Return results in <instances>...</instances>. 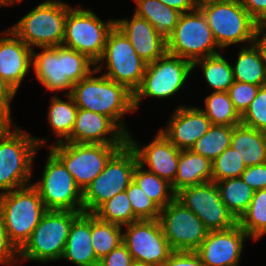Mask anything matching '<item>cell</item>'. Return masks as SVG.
Listing matches in <instances>:
<instances>
[{
	"mask_svg": "<svg viewBox=\"0 0 266 266\" xmlns=\"http://www.w3.org/2000/svg\"><path fill=\"white\" fill-rule=\"evenodd\" d=\"M32 53V66L39 82L49 91L69 90L95 70V63L86 55L64 45L42 47ZM93 66L94 68H90Z\"/></svg>",
	"mask_w": 266,
	"mask_h": 266,
	"instance_id": "6da1fadb",
	"label": "cell"
},
{
	"mask_svg": "<svg viewBox=\"0 0 266 266\" xmlns=\"http://www.w3.org/2000/svg\"><path fill=\"white\" fill-rule=\"evenodd\" d=\"M96 69L73 85L71 96L78 108L111 118L127 135L130 133L122 121L127 112L135 111L133 93L124 85L105 75L94 77Z\"/></svg>",
	"mask_w": 266,
	"mask_h": 266,
	"instance_id": "7a4b0ae2",
	"label": "cell"
},
{
	"mask_svg": "<svg viewBox=\"0 0 266 266\" xmlns=\"http://www.w3.org/2000/svg\"><path fill=\"white\" fill-rule=\"evenodd\" d=\"M0 132V194L31 184L34 156L45 138H35L14 124Z\"/></svg>",
	"mask_w": 266,
	"mask_h": 266,
	"instance_id": "3957f363",
	"label": "cell"
},
{
	"mask_svg": "<svg viewBox=\"0 0 266 266\" xmlns=\"http://www.w3.org/2000/svg\"><path fill=\"white\" fill-rule=\"evenodd\" d=\"M198 8L207 20L218 49L240 42L254 43L258 23L240 0H204L198 2Z\"/></svg>",
	"mask_w": 266,
	"mask_h": 266,
	"instance_id": "277c9868",
	"label": "cell"
},
{
	"mask_svg": "<svg viewBox=\"0 0 266 266\" xmlns=\"http://www.w3.org/2000/svg\"><path fill=\"white\" fill-rule=\"evenodd\" d=\"M81 213L47 210L30 238L18 250V260L46 263L62 259L72 222Z\"/></svg>",
	"mask_w": 266,
	"mask_h": 266,
	"instance_id": "5b68a950",
	"label": "cell"
},
{
	"mask_svg": "<svg viewBox=\"0 0 266 266\" xmlns=\"http://www.w3.org/2000/svg\"><path fill=\"white\" fill-rule=\"evenodd\" d=\"M46 208L33 185L0 194V213L9 241L19 250L39 224Z\"/></svg>",
	"mask_w": 266,
	"mask_h": 266,
	"instance_id": "8992f818",
	"label": "cell"
},
{
	"mask_svg": "<svg viewBox=\"0 0 266 266\" xmlns=\"http://www.w3.org/2000/svg\"><path fill=\"white\" fill-rule=\"evenodd\" d=\"M69 3L46 0L19 19L10 29L33 50L63 44L65 20Z\"/></svg>",
	"mask_w": 266,
	"mask_h": 266,
	"instance_id": "52a82bcc",
	"label": "cell"
},
{
	"mask_svg": "<svg viewBox=\"0 0 266 266\" xmlns=\"http://www.w3.org/2000/svg\"><path fill=\"white\" fill-rule=\"evenodd\" d=\"M137 163V154L127 142L83 191V212L93 213L105 201L125 191L133 181Z\"/></svg>",
	"mask_w": 266,
	"mask_h": 266,
	"instance_id": "ba28073f",
	"label": "cell"
},
{
	"mask_svg": "<svg viewBox=\"0 0 266 266\" xmlns=\"http://www.w3.org/2000/svg\"><path fill=\"white\" fill-rule=\"evenodd\" d=\"M218 45L202 11L182 13L173 32L166 39L167 53L192 64L204 57L219 54Z\"/></svg>",
	"mask_w": 266,
	"mask_h": 266,
	"instance_id": "9c48e42d",
	"label": "cell"
},
{
	"mask_svg": "<svg viewBox=\"0 0 266 266\" xmlns=\"http://www.w3.org/2000/svg\"><path fill=\"white\" fill-rule=\"evenodd\" d=\"M104 59L107 72L103 75L124 85L132 93L139 88L147 63L138 56L128 38L116 25L108 33L103 54L95 64L98 72L103 67L99 62Z\"/></svg>",
	"mask_w": 266,
	"mask_h": 266,
	"instance_id": "30bf717a",
	"label": "cell"
},
{
	"mask_svg": "<svg viewBox=\"0 0 266 266\" xmlns=\"http://www.w3.org/2000/svg\"><path fill=\"white\" fill-rule=\"evenodd\" d=\"M114 25L115 19L103 22L93 11L72 7L65 20L62 45L86 55L96 64Z\"/></svg>",
	"mask_w": 266,
	"mask_h": 266,
	"instance_id": "8fae6325",
	"label": "cell"
},
{
	"mask_svg": "<svg viewBox=\"0 0 266 266\" xmlns=\"http://www.w3.org/2000/svg\"><path fill=\"white\" fill-rule=\"evenodd\" d=\"M123 146L62 142L51 145L49 150L64 164L83 192Z\"/></svg>",
	"mask_w": 266,
	"mask_h": 266,
	"instance_id": "7c38bea8",
	"label": "cell"
},
{
	"mask_svg": "<svg viewBox=\"0 0 266 266\" xmlns=\"http://www.w3.org/2000/svg\"><path fill=\"white\" fill-rule=\"evenodd\" d=\"M192 70L193 64L190 61L167 52L147 64L141 85L133 93L134 110H137L144 97L163 99L177 93Z\"/></svg>",
	"mask_w": 266,
	"mask_h": 266,
	"instance_id": "4fadbf2b",
	"label": "cell"
},
{
	"mask_svg": "<svg viewBox=\"0 0 266 266\" xmlns=\"http://www.w3.org/2000/svg\"><path fill=\"white\" fill-rule=\"evenodd\" d=\"M41 181L32 184L46 210L83 212V192L64 164L49 150Z\"/></svg>",
	"mask_w": 266,
	"mask_h": 266,
	"instance_id": "5bb4252c",
	"label": "cell"
},
{
	"mask_svg": "<svg viewBox=\"0 0 266 266\" xmlns=\"http://www.w3.org/2000/svg\"><path fill=\"white\" fill-rule=\"evenodd\" d=\"M158 220L173 251H196L208 233L200 218L176 197L161 208Z\"/></svg>",
	"mask_w": 266,
	"mask_h": 266,
	"instance_id": "9a60e30c",
	"label": "cell"
},
{
	"mask_svg": "<svg viewBox=\"0 0 266 266\" xmlns=\"http://www.w3.org/2000/svg\"><path fill=\"white\" fill-rule=\"evenodd\" d=\"M176 198L200 218L208 231L226 230L238 224L222 202L216 182L182 188Z\"/></svg>",
	"mask_w": 266,
	"mask_h": 266,
	"instance_id": "2e32d148",
	"label": "cell"
},
{
	"mask_svg": "<svg viewBox=\"0 0 266 266\" xmlns=\"http://www.w3.org/2000/svg\"><path fill=\"white\" fill-rule=\"evenodd\" d=\"M122 243L134 262L152 266H161L173 252L158 219L138 220L126 225Z\"/></svg>",
	"mask_w": 266,
	"mask_h": 266,
	"instance_id": "e0dca14e",
	"label": "cell"
},
{
	"mask_svg": "<svg viewBox=\"0 0 266 266\" xmlns=\"http://www.w3.org/2000/svg\"><path fill=\"white\" fill-rule=\"evenodd\" d=\"M248 234L237 224L226 230L208 231L195 251L205 266H238Z\"/></svg>",
	"mask_w": 266,
	"mask_h": 266,
	"instance_id": "ac0fdd59",
	"label": "cell"
},
{
	"mask_svg": "<svg viewBox=\"0 0 266 266\" xmlns=\"http://www.w3.org/2000/svg\"><path fill=\"white\" fill-rule=\"evenodd\" d=\"M65 142L125 145L128 135L111 118L78 108L71 135Z\"/></svg>",
	"mask_w": 266,
	"mask_h": 266,
	"instance_id": "d6986e66",
	"label": "cell"
},
{
	"mask_svg": "<svg viewBox=\"0 0 266 266\" xmlns=\"http://www.w3.org/2000/svg\"><path fill=\"white\" fill-rule=\"evenodd\" d=\"M128 143L135 150L140 165H148V171L155 173L170 184L174 182L181 150L172 144L160 130L145 147H140L130 134Z\"/></svg>",
	"mask_w": 266,
	"mask_h": 266,
	"instance_id": "ffe728a7",
	"label": "cell"
},
{
	"mask_svg": "<svg viewBox=\"0 0 266 266\" xmlns=\"http://www.w3.org/2000/svg\"><path fill=\"white\" fill-rule=\"evenodd\" d=\"M167 124L160 131L180 150L191 149L212 125L201 109L183 105L174 111Z\"/></svg>",
	"mask_w": 266,
	"mask_h": 266,
	"instance_id": "44dd1931",
	"label": "cell"
},
{
	"mask_svg": "<svg viewBox=\"0 0 266 266\" xmlns=\"http://www.w3.org/2000/svg\"><path fill=\"white\" fill-rule=\"evenodd\" d=\"M115 25L147 64L156 61L167 52L166 39L146 19L133 14L131 20L115 19Z\"/></svg>",
	"mask_w": 266,
	"mask_h": 266,
	"instance_id": "7402d4cb",
	"label": "cell"
},
{
	"mask_svg": "<svg viewBox=\"0 0 266 266\" xmlns=\"http://www.w3.org/2000/svg\"><path fill=\"white\" fill-rule=\"evenodd\" d=\"M8 30V31H7ZM0 38V77L16 92L32 66L33 50L10 28Z\"/></svg>",
	"mask_w": 266,
	"mask_h": 266,
	"instance_id": "603a6c76",
	"label": "cell"
},
{
	"mask_svg": "<svg viewBox=\"0 0 266 266\" xmlns=\"http://www.w3.org/2000/svg\"><path fill=\"white\" fill-rule=\"evenodd\" d=\"M63 259L77 266H98L91 242V213H81L70 227Z\"/></svg>",
	"mask_w": 266,
	"mask_h": 266,
	"instance_id": "cb8c5ba5",
	"label": "cell"
},
{
	"mask_svg": "<svg viewBox=\"0 0 266 266\" xmlns=\"http://www.w3.org/2000/svg\"><path fill=\"white\" fill-rule=\"evenodd\" d=\"M212 181V162L190 149L181 150L178 171L171 184L175 193L182 188Z\"/></svg>",
	"mask_w": 266,
	"mask_h": 266,
	"instance_id": "d4e9b609",
	"label": "cell"
},
{
	"mask_svg": "<svg viewBox=\"0 0 266 266\" xmlns=\"http://www.w3.org/2000/svg\"><path fill=\"white\" fill-rule=\"evenodd\" d=\"M231 147L246 167L266 163V132L242 124L233 126Z\"/></svg>",
	"mask_w": 266,
	"mask_h": 266,
	"instance_id": "484cf974",
	"label": "cell"
},
{
	"mask_svg": "<svg viewBox=\"0 0 266 266\" xmlns=\"http://www.w3.org/2000/svg\"><path fill=\"white\" fill-rule=\"evenodd\" d=\"M233 67L234 80L258 86L266 85V64L256 43L244 44Z\"/></svg>",
	"mask_w": 266,
	"mask_h": 266,
	"instance_id": "4316f807",
	"label": "cell"
},
{
	"mask_svg": "<svg viewBox=\"0 0 266 266\" xmlns=\"http://www.w3.org/2000/svg\"><path fill=\"white\" fill-rule=\"evenodd\" d=\"M137 3L135 14L146 19L165 38L173 32L181 12L168 7L159 0H134Z\"/></svg>",
	"mask_w": 266,
	"mask_h": 266,
	"instance_id": "83f0119b",
	"label": "cell"
},
{
	"mask_svg": "<svg viewBox=\"0 0 266 266\" xmlns=\"http://www.w3.org/2000/svg\"><path fill=\"white\" fill-rule=\"evenodd\" d=\"M66 96L68 101L53 96L48 109L49 125L56 137L61 138L57 139V144L65 142L70 137L77 116L78 107L73 97L70 94Z\"/></svg>",
	"mask_w": 266,
	"mask_h": 266,
	"instance_id": "f1b7e54d",
	"label": "cell"
},
{
	"mask_svg": "<svg viewBox=\"0 0 266 266\" xmlns=\"http://www.w3.org/2000/svg\"><path fill=\"white\" fill-rule=\"evenodd\" d=\"M222 202L238 220L247 210L255 191L241 177L216 182Z\"/></svg>",
	"mask_w": 266,
	"mask_h": 266,
	"instance_id": "f546056e",
	"label": "cell"
},
{
	"mask_svg": "<svg viewBox=\"0 0 266 266\" xmlns=\"http://www.w3.org/2000/svg\"><path fill=\"white\" fill-rule=\"evenodd\" d=\"M199 64L208 86L214 92H227L235 81L233 67L221 53L195 61L193 69Z\"/></svg>",
	"mask_w": 266,
	"mask_h": 266,
	"instance_id": "4dcf8cb0",
	"label": "cell"
},
{
	"mask_svg": "<svg viewBox=\"0 0 266 266\" xmlns=\"http://www.w3.org/2000/svg\"><path fill=\"white\" fill-rule=\"evenodd\" d=\"M133 180L160 208H164L176 197V193L168 181L158 177L155 173L145 170L144 166L139 163L136 164Z\"/></svg>",
	"mask_w": 266,
	"mask_h": 266,
	"instance_id": "1f68e13d",
	"label": "cell"
},
{
	"mask_svg": "<svg viewBox=\"0 0 266 266\" xmlns=\"http://www.w3.org/2000/svg\"><path fill=\"white\" fill-rule=\"evenodd\" d=\"M232 132L233 126L211 125L190 150L212 162L231 146Z\"/></svg>",
	"mask_w": 266,
	"mask_h": 266,
	"instance_id": "d6a6232c",
	"label": "cell"
},
{
	"mask_svg": "<svg viewBox=\"0 0 266 266\" xmlns=\"http://www.w3.org/2000/svg\"><path fill=\"white\" fill-rule=\"evenodd\" d=\"M205 109H201L212 125L237 126L241 115L235 109L227 92H212L205 98Z\"/></svg>",
	"mask_w": 266,
	"mask_h": 266,
	"instance_id": "836d02e7",
	"label": "cell"
},
{
	"mask_svg": "<svg viewBox=\"0 0 266 266\" xmlns=\"http://www.w3.org/2000/svg\"><path fill=\"white\" fill-rule=\"evenodd\" d=\"M238 225L256 241L266 234V189L255 191L249 207L238 219Z\"/></svg>",
	"mask_w": 266,
	"mask_h": 266,
	"instance_id": "e575fe53",
	"label": "cell"
},
{
	"mask_svg": "<svg viewBox=\"0 0 266 266\" xmlns=\"http://www.w3.org/2000/svg\"><path fill=\"white\" fill-rule=\"evenodd\" d=\"M122 226L98 219L91 213V242L100 260L122 243Z\"/></svg>",
	"mask_w": 266,
	"mask_h": 266,
	"instance_id": "d590c367",
	"label": "cell"
},
{
	"mask_svg": "<svg viewBox=\"0 0 266 266\" xmlns=\"http://www.w3.org/2000/svg\"><path fill=\"white\" fill-rule=\"evenodd\" d=\"M92 214L102 221L122 227L138 221L134 216L126 191L118 193L113 198L105 201Z\"/></svg>",
	"mask_w": 266,
	"mask_h": 266,
	"instance_id": "8d00e7d4",
	"label": "cell"
},
{
	"mask_svg": "<svg viewBox=\"0 0 266 266\" xmlns=\"http://www.w3.org/2000/svg\"><path fill=\"white\" fill-rule=\"evenodd\" d=\"M245 169L242 157L230 146L212 161V181L240 177Z\"/></svg>",
	"mask_w": 266,
	"mask_h": 266,
	"instance_id": "74e56055",
	"label": "cell"
},
{
	"mask_svg": "<svg viewBox=\"0 0 266 266\" xmlns=\"http://www.w3.org/2000/svg\"><path fill=\"white\" fill-rule=\"evenodd\" d=\"M126 193L138 220L158 219L161 208L149 198L140 186L133 180L126 188Z\"/></svg>",
	"mask_w": 266,
	"mask_h": 266,
	"instance_id": "f35d334b",
	"label": "cell"
},
{
	"mask_svg": "<svg viewBox=\"0 0 266 266\" xmlns=\"http://www.w3.org/2000/svg\"><path fill=\"white\" fill-rule=\"evenodd\" d=\"M241 124L266 132V85L260 86L256 97L241 115Z\"/></svg>",
	"mask_w": 266,
	"mask_h": 266,
	"instance_id": "ab89813d",
	"label": "cell"
},
{
	"mask_svg": "<svg viewBox=\"0 0 266 266\" xmlns=\"http://www.w3.org/2000/svg\"><path fill=\"white\" fill-rule=\"evenodd\" d=\"M260 86L234 81L227 93L235 109L242 115L256 97Z\"/></svg>",
	"mask_w": 266,
	"mask_h": 266,
	"instance_id": "60d3db41",
	"label": "cell"
},
{
	"mask_svg": "<svg viewBox=\"0 0 266 266\" xmlns=\"http://www.w3.org/2000/svg\"><path fill=\"white\" fill-rule=\"evenodd\" d=\"M240 177L254 191L266 189V163L246 167Z\"/></svg>",
	"mask_w": 266,
	"mask_h": 266,
	"instance_id": "b9f144b4",
	"label": "cell"
},
{
	"mask_svg": "<svg viewBox=\"0 0 266 266\" xmlns=\"http://www.w3.org/2000/svg\"><path fill=\"white\" fill-rule=\"evenodd\" d=\"M134 263L127 247L121 243L99 260L98 266H132Z\"/></svg>",
	"mask_w": 266,
	"mask_h": 266,
	"instance_id": "7bdbcfd3",
	"label": "cell"
},
{
	"mask_svg": "<svg viewBox=\"0 0 266 266\" xmlns=\"http://www.w3.org/2000/svg\"><path fill=\"white\" fill-rule=\"evenodd\" d=\"M16 256V257H15ZM18 250L9 241L6 229L4 227L2 215L0 213V263L14 264L17 263Z\"/></svg>",
	"mask_w": 266,
	"mask_h": 266,
	"instance_id": "ee69618b",
	"label": "cell"
},
{
	"mask_svg": "<svg viewBox=\"0 0 266 266\" xmlns=\"http://www.w3.org/2000/svg\"><path fill=\"white\" fill-rule=\"evenodd\" d=\"M161 266H205L195 251H173Z\"/></svg>",
	"mask_w": 266,
	"mask_h": 266,
	"instance_id": "f6af8a7d",
	"label": "cell"
},
{
	"mask_svg": "<svg viewBox=\"0 0 266 266\" xmlns=\"http://www.w3.org/2000/svg\"><path fill=\"white\" fill-rule=\"evenodd\" d=\"M241 5L258 23H266V0H240Z\"/></svg>",
	"mask_w": 266,
	"mask_h": 266,
	"instance_id": "bcb514c9",
	"label": "cell"
},
{
	"mask_svg": "<svg viewBox=\"0 0 266 266\" xmlns=\"http://www.w3.org/2000/svg\"><path fill=\"white\" fill-rule=\"evenodd\" d=\"M17 92L0 77V109L12 120L10 102Z\"/></svg>",
	"mask_w": 266,
	"mask_h": 266,
	"instance_id": "7dc6e473",
	"label": "cell"
},
{
	"mask_svg": "<svg viewBox=\"0 0 266 266\" xmlns=\"http://www.w3.org/2000/svg\"><path fill=\"white\" fill-rule=\"evenodd\" d=\"M159 1L181 13L192 11L198 7L197 0H159Z\"/></svg>",
	"mask_w": 266,
	"mask_h": 266,
	"instance_id": "c3c4849f",
	"label": "cell"
},
{
	"mask_svg": "<svg viewBox=\"0 0 266 266\" xmlns=\"http://www.w3.org/2000/svg\"><path fill=\"white\" fill-rule=\"evenodd\" d=\"M265 29H266V23L258 24L254 42L259 47L262 53V56H263V60L266 64V30ZM260 35L262 37L259 38Z\"/></svg>",
	"mask_w": 266,
	"mask_h": 266,
	"instance_id": "681fc988",
	"label": "cell"
},
{
	"mask_svg": "<svg viewBox=\"0 0 266 266\" xmlns=\"http://www.w3.org/2000/svg\"><path fill=\"white\" fill-rule=\"evenodd\" d=\"M13 121L0 109V132L13 125Z\"/></svg>",
	"mask_w": 266,
	"mask_h": 266,
	"instance_id": "f907efd6",
	"label": "cell"
},
{
	"mask_svg": "<svg viewBox=\"0 0 266 266\" xmlns=\"http://www.w3.org/2000/svg\"><path fill=\"white\" fill-rule=\"evenodd\" d=\"M16 0H0V7L1 6H8V5H13Z\"/></svg>",
	"mask_w": 266,
	"mask_h": 266,
	"instance_id": "816d5d0a",
	"label": "cell"
},
{
	"mask_svg": "<svg viewBox=\"0 0 266 266\" xmlns=\"http://www.w3.org/2000/svg\"><path fill=\"white\" fill-rule=\"evenodd\" d=\"M132 266H152V265L134 262Z\"/></svg>",
	"mask_w": 266,
	"mask_h": 266,
	"instance_id": "f5cc1de1",
	"label": "cell"
}]
</instances>
